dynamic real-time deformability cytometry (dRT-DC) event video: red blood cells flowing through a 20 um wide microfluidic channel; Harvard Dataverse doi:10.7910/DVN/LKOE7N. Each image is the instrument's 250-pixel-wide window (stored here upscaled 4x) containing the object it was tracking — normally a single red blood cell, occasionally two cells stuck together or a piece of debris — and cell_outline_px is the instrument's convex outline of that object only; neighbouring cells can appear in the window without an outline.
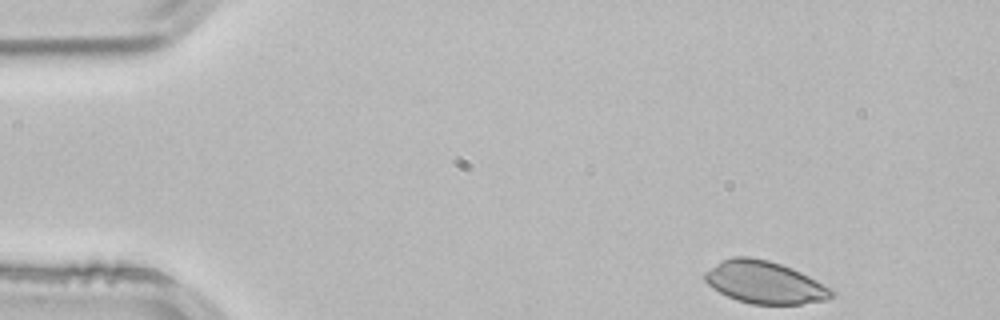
{"species": "common noctule bat (a hibernating species)", "species_latin": "Nyctalus noctula", "temperature_condition": "room temperature", "stored_images_in_passage": 3, "segment_of_instrument_passage": [1, 2], "camera_frame_rate_fps": 3000, "um_per_image_px": 0.085, "animal": {"sex": "male", "body_mass_g": 21.5, "forearm_length_mm": 52.0}, "frame": {"image": 1, "passage_image": 1, "time_ms": 0.0, "image_size_px": [1000, 320], "cell_outline_px": [[836, 292], [828, 300], [800, 304], [752, 304], [736, 300], [712, 288], [704, 280], [704, 272], [724, 260], [732, 256], [748, 256], [768, 260], [792, 268], [832, 288]], "centroid_in_image_um": [65.01, 24.01], "position_along_channel_um": 20.0, "area_um2": 31.21}}